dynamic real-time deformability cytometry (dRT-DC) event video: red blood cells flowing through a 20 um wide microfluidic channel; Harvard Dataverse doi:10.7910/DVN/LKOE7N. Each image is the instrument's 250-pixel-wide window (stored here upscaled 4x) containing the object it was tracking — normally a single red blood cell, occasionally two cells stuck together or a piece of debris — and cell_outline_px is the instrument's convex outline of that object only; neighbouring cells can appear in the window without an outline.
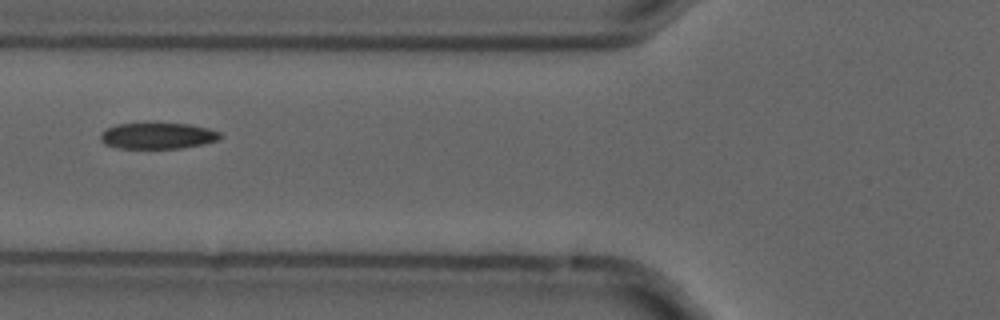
{"species": "common noctule bat (a hibernating species)", "species_latin": "Nyctalus noctula", "temperature_condition": "cold", "stored_images_in_passage": 10, "camera_frame_rate_fps": 3000, "um_per_image_px": 0.085, "animal": {"sex": "male", "forearm_length_mm": 52.5}, "frame": {"image": 1, "passage_image": 6, "time_ms": 1.667, "image_size_px": [1000, 320], "cell_outline_px": [[220, 140], [204, 144], [180, 148], [116, 148], [104, 144], [100, 140], [100, 132], [116, 124], [188, 124], [208, 128], [220, 132]], "centroid_in_image_um": [13.39, 11.55], "position_along_channel_um": 112.4, "area_um2": 18.15}}
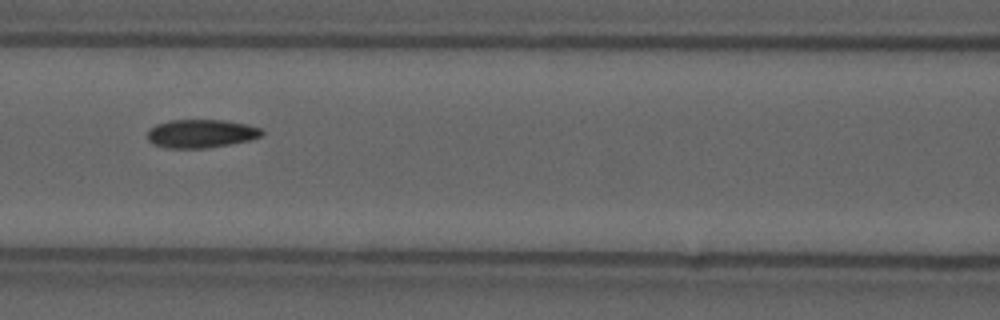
{"frame": {"image": 2, "passage_image": 7, "time_ms": 2.0, "image_size_px": [1000, 320], "cell_outline_px": [[264, 132], [260, 136], [248, 140], [208, 148], [168, 148], [152, 144], [148, 140], [148, 132], [156, 124], [172, 120], [224, 120], [248, 124], [260, 128]], "centroid_in_image_um": [17.08, 11.35], "position_along_channel_um": 149.5, "area_um2": 18.79}}